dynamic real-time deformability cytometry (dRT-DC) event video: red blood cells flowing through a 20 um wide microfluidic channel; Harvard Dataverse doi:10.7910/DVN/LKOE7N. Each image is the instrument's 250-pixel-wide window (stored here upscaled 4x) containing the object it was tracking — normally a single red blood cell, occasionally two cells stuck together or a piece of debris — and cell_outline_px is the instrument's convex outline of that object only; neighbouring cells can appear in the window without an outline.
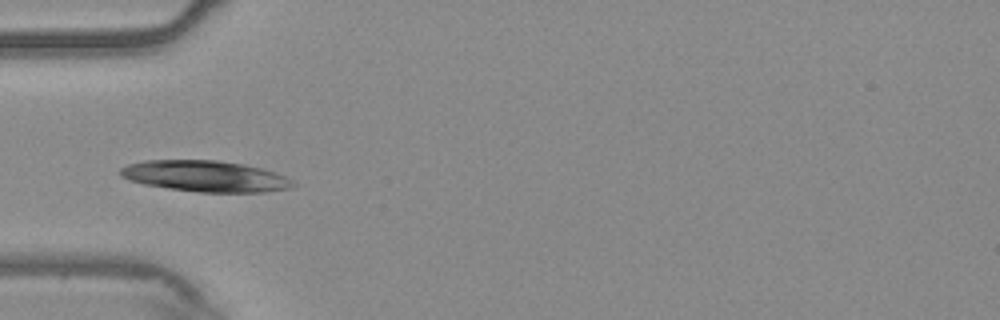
{"species": "common noctule bat (a hibernating species)", "species_latin": "Nyctalus noctula", "temperature_condition": "warm", "stored_images_in_passage": 6, "camera_frame_rate_fps": 3000, "um_per_image_px": 0.085, "animal": {"sex": "male", "body_mass_g": 20.4}, "frame": {"image": 1, "passage_image": 2, "time_ms": 0.333, "image_size_px": [1000, 320], "cell_outline_px": [[296, 184], [288, 188], [264, 192], [200, 192], [168, 188], [144, 184], [128, 180], [120, 176], [120, 168], [128, 164], [144, 160], [216, 160], [244, 164], [276, 172], [292, 180]], "centroid_in_image_um": [17.42, 14.97], "position_along_channel_um": 67.6, "area_um2": 31.21}}